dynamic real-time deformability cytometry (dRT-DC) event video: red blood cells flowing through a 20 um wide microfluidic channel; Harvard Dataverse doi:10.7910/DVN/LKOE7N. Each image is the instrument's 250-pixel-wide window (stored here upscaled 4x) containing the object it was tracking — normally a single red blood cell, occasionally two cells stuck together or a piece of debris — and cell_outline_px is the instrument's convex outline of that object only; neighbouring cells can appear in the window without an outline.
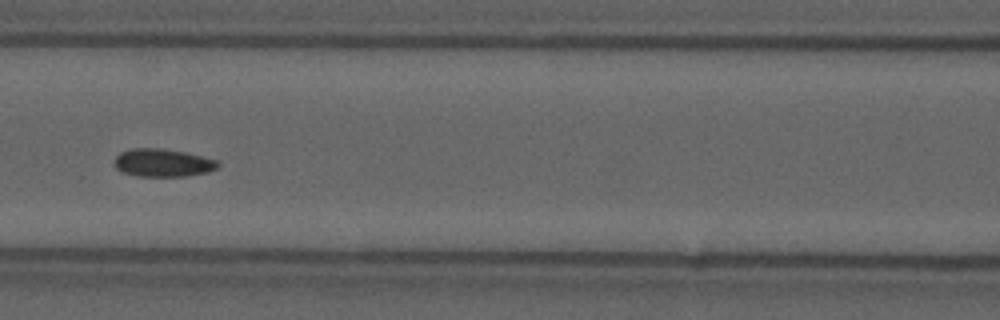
{"species": "common noctule bat (a hibernating species)", "species_latin": "Nyctalus noctula", "temperature_condition": "cold", "stored_images_in_passage": 9, "camera_frame_rate_fps": 3000, "um_per_image_px": 0.085, "animal": {"sex": "male", "forearm_length_mm": 52.5}, "frame": {"image": 1, "passage_image": 7, "time_ms": 2.0, "image_size_px": [1000, 320], "cell_outline_px": [[220, 164], [216, 168], [208, 172], [188, 176], [136, 176], [120, 172], [112, 164], [112, 160], [120, 152], [132, 148], [160, 148], [184, 152], [216, 160]], "centroid_in_image_um": [13.76, 13.84], "position_along_channel_um": 152.8, "area_um2": 16.99}}